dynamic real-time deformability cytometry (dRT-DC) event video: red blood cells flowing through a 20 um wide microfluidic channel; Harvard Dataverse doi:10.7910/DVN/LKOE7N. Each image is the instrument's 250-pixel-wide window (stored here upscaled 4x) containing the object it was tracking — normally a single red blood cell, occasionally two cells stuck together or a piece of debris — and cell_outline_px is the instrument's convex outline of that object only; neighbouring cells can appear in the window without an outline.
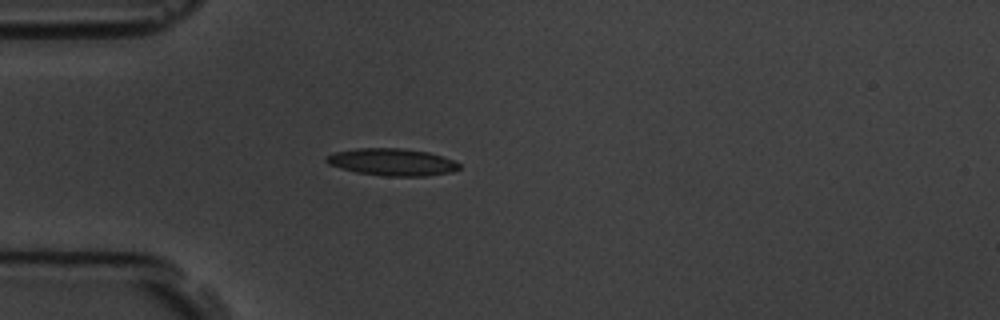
{"species": "common noctule bat (a hibernating species)", "species_latin": "Nyctalus noctula", "temperature_condition": "room temperature", "stored_images_in_passage": 3, "camera_frame_rate_fps": 3000, "um_per_image_px": 0.085, "animal": {"sex": "male", "body_mass_g": 19.5, "forearm_length_mm": 54.6}, "frame": {"image": 1, "passage_image": 3, "time_ms": 2.333, "image_size_px": [1000, 320], "cell_outline_px": [[460, 168], [452, 172], [424, 176], [388, 176], [356, 172], [328, 164], [324, 160], [324, 156], [336, 152], [356, 148], [400, 148], [428, 152], [444, 156], [460, 164]], "centroid_in_image_um": [33.32, 13.77], "position_along_channel_um": 51.7, "area_um2": 20.98}}